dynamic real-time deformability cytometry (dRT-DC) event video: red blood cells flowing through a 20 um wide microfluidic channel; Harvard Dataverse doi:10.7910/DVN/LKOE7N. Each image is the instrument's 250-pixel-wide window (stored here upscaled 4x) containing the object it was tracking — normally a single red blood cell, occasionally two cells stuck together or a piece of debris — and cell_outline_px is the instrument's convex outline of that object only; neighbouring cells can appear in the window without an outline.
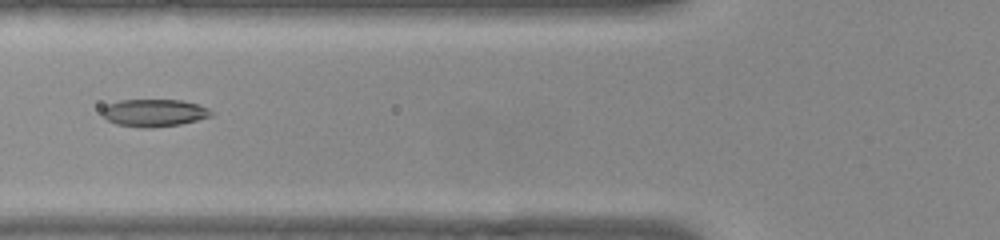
{"species": "common noctule bat (a hibernating species)", "species_latin": "Nyctalus noctula", "temperature_condition": "warm", "stored_images_in_passage": 53, "camera_frame_rate_fps": 3000, "um_per_image_px": 0.085, "animal": {"sex": "female", "body_mass_g": 22.0, "forearm_length_mm": 56.7}, "frame": {"image": 1, "passage_image": 20, "time_ms": 6.333, "image_size_px": [1000, 240], "cell_outline_px": [[212, 116], [180, 124], [152, 128], [144, 128], [116, 124], [108, 120], [100, 112], [108, 104], [120, 100], [180, 100], [200, 104], [208, 108], [212, 112]], "centroid_in_image_um": [13.1, 9.59], "position_along_channel_um": 112.7, "area_um2": 17.4}}
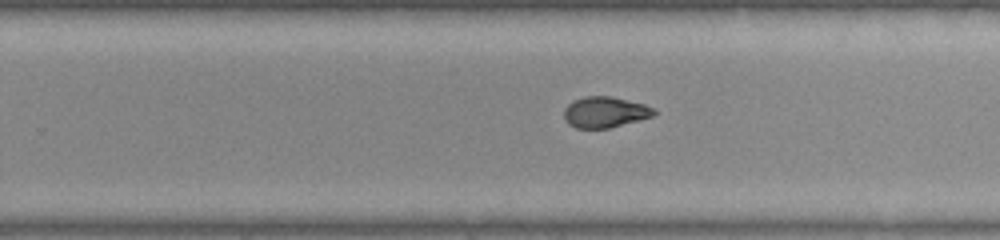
{"frame": {"image": 2, "passage_image": 33, "time_ms": 10.667, "image_size_px": [1000, 240], "cell_outline_px": [[656, 112], [652, 116], [608, 128], [576, 128], [568, 124], [564, 120], [564, 108], [572, 100], [584, 96], [612, 96], [644, 104], [652, 108]], "centroid_in_image_um": [51.36, 9.52], "position_along_channel_um": 278.4, "area_um2": 16.13}}
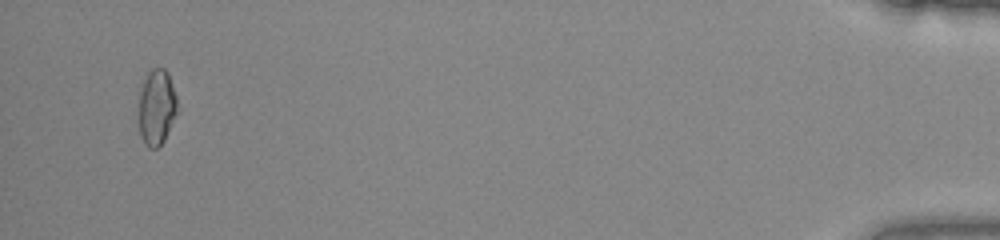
{"frame": {"image": 3, "passage_image": 51, "time_ms": 16.667, "image_size_px": [1000, 240], "cell_outline_px": [[180, 112], [164, 140], [156, 148], [148, 148], [144, 144], [140, 136], [140, 92], [144, 80], [148, 72], [152, 68], [164, 68], [168, 72], [176, 96]], "centroid_in_image_um": [13.36, 9.13], "position_along_channel_um": 421.8, "area_um2": 17.22}, "authors_computed_cell_mechanics": {"area_um2": 17.1088, "velocity_mm_per_s": 3.8283, "shape_relaxation_time_tau1_ms": 7.6281, "shape_relaxation_time_tau2_ms": 1.4858, "deformation_change_tau1": 0.2174, "deformation_change_tau2": 0.069}}